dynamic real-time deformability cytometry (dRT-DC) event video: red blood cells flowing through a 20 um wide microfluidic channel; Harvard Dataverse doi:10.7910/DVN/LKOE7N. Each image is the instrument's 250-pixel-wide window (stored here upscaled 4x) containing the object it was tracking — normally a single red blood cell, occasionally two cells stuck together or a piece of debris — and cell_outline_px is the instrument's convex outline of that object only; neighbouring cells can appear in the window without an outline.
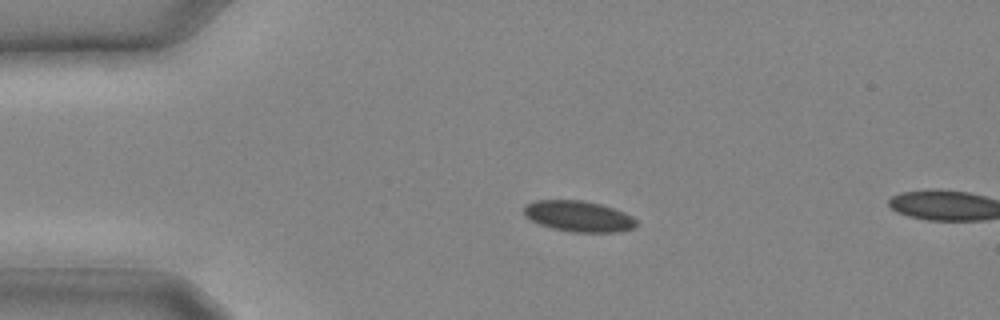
{"species": "common noctule bat (a hibernating species)", "species_latin": "Nyctalus noctula", "temperature_condition": "cold", "stored_images_in_passage": 6, "camera_frame_rate_fps": 3000, "um_per_image_px": 0.085, "animal": {"sex": "male", "body_mass_g": 20.4}, "frame": {"image": 1, "passage_image": 5, "time_ms": 1.333, "image_size_px": [1000, 320], "cell_outline_px": [[640, 224], [636, 228], [620, 232], [572, 232], [552, 228], [540, 224], [524, 216], [524, 204], [536, 200], [584, 200], [600, 204], [624, 212], [632, 216]], "centroid_in_image_um": [49.21, 18.38], "position_along_channel_um": 35.8, "area_um2": 20.46}}